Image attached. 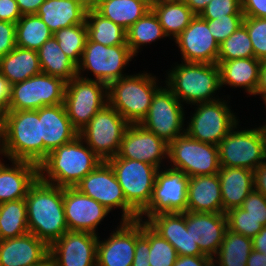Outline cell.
I'll return each instance as SVG.
<instances>
[{"mask_svg":"<svg viewBox=\"0 0 266 266\" xmlns=\"http://www.w3.org/2000/svg\"><path fill=\"white\" fill-rule=\"evenodd\" d=\"M25 201L29 232L48 246L68 231L62 187L38 177L29 187Z\"/></svg>","mask_w":266,"mask_h":266,"instance_id":"6da1fadb","label":"cell"},{"mask_svg":"<svg viewBox=\"0 0 266 266\" xmlns=\"http://www.w3.org/2000/svg\"><path fill=\"white\" fill-rule=\"evenodd\" d=\"M102 160L78 135L72 141L49 152L38 165L39 178L62 188L75 187Z\"/></svg>","mask_w":266,"mask_h":266,"instance_id":"7a4b0ae2","label":"cell"},{"mask_svg":"<svg viewBox=\"0 0 266 266\" xmlns=\"http://www.w3.org/2000/svg\"><path fill=\"white\" fill-rule=\"evenodd\" d=\"M177 63L166 73L164 82L182 104L192 107L198 103L220 99L217 94V91L221 90L218 64L182 61Z\"/></svg>","mask_w":266,"mask_h":266,"instance_id":"3957f363","label":"cell"},{"mask_svg":"<svg viewBox=\"0 0 266 266\" xmlns=\"http://www.w3.org/2000/svg\"><path fill=\"white\" fill-rule=\"evenodd\" d=\"M158 79L144 70L143 73L129 74L113 81L107 86L108 104L129 124H140L160 87Z\"/></svg>","mask_w":266,"mask_h":266,"instance_id":"277c9868","label":"cell"},{"mask_svg":"<svg viewBox=\"0 0 266 266\" xmlns=\"http://www.w3.org/2000/svg\"><path fill=\"white\" fill-rule=\"evenodd\" d=\"M239 126L237 123L218 144L220 166L254 171L266 161V126L250 129Z\"/></svg>","mask_w":266,"mask_h":266,"instance_id":"5b68a950","label":"cell"},{"mask_svg":"<svg viewBox=\"0 0 266 266\" xmlns=\"http://www.w3.org/2000/svg\"><path fill=\"white\" fill-rule=\"evenodd\" d=\"M9 160L43 161L41 120L36 110L7 111L4 114Z\"/></svg>","mask_w":266,"mask_h":266,"instance_id":"8992f818","label":"cell"},{"mask_svg":"<svg viewBox=\"0 0 266 266\" xmlns=\"http://www.w3.org/2000/svg\"><path fill=\"white\" fill-rule=\"evenodd\" d=\"M228 100L220 98L212 102L198 103L195 111L190 115L185 133L192 139L218 146L222 139L240 123L238 117L230 108Z\"/></svg>","mask_w":266,"mask_h":266,"instance_id":"52a82bcc","label":"cell"},{"mask_svg":"<svg viewBox=\"0 0 266 266\" xmlns=\"http://www.w3.org/2000/svg\"><path fill=\"white\" fill-rule=\"evenodd\" d=\"M134 56L128 45L104 46L87 38L77 73L83 79H93L108 86L128 75L123 69H126ZM86 71L87 75L89 71L93 73L95 79L83 76Z\"/></svg>","mask_w":266,"mask_h":266,"instance_id":"ba28073f","label":"cell"},{"mask_svg":"<svg viewBox=\"0 0 266 266\" xmlns=\"http://www.w3.org/2000/svg\"><path fill=\"white\" fill-rule=\"evenodd\" d=\"M152 97L146 117L141 121L147 130L153 132L168 145L185 134V107L164 83Z\"/></svg>","mask_w":266,"mask_h":266,"instance_id":"9c48e42d","label":"cell"},{"mask_svg":"<svg viewBox=\"0 0 266 266\" xmlns=\"http://www.w3.org/2000/svg\"><path fill=\"white\" fill-rule=\"evenodd\" d=\"M129 123L109 104L105 105L78 132L87 146L102 160L117 156Z\"/></svg>","mask_w":266,"mask_h":266,"instance_id":"30bf717a","label":"cell"},{"mask_svg":"<svg viewBox=\"0 0 266 266\" xmlns=\"http://www.w3.org/2000/svg\"><path fill=\"white\" fill-rule=\"evenodd\" d=\"M168 166L158 169L156 173L150 202L139 213V219L144 222L160 213H184L187 211L190 177L183 171Z\"/></svg>","mask_w":266,"mask_h":266,"instance_id":"8fae6325","label":"cell"},{"mask_svg":"<svg viewBox=\"0 0 266 266\" xmlns=\"http://www.w3.org/2000/svg\"><path fill=\"white\" fill-rule=\"evenodd\" d=\"M166 162L188 177L214 175L221 168L218 146L192 139L186 133L168 145Z\"/></svg>","mask_w":266,"mask_h":266,"instance_id":"7c38bea8","label":"cell"},{"mask_svg":"<svg viewBox=\"0 0 266 266\" xmlns=\"http://www.w3.org/2000/svg\"><path fill=\"white\" fill-rule=\"evenodd\" d=\"M63 104L72 126L79 132L108 104L107 85L76 76L66 82Z\"/></svg>","mask_w":266,"mask_h":266,"instance_id":"4fadbf2b","label":"cell"},{"mask_svg":"<svg viewBox=\"0 0 266 266\" xmlns=\"http://www.w3.org/2000/svg\"><path fill=\"white\" fill-rule=\"evenodd\" d=\"M106 162L113 169L126 201L140 213L150 202L158 168L118 155Z\"/></svg>","mask_w":266,"mask_h":266,"instance_id":"5bb4252c","label":"cell"},{"mask_svg":"<svg viewBox=\"0 0 266 266\" xmlns=\"http://www.w3.org/2000/svg\"><path fill=\"white\" fill-rule=\"evenodd\" d=\"M75 188L99 202L110 212L114 208L120 209L122 211L121 221L139 219V213L126 201L122 187L106 161H102L88 173Z\"/></svg>","mask_w":266,"mask_h":266,"instance_id":"9a60e30c","label":"cell"},{"mask_svg":"<svg viewBox=\"0 0 266 266\" xmlns=\"http://www.w3.org/2000/svg\"><path fill=\"white\" fill-rule=\"evenodd\" d=\"M66 82L46 73H39L12 85L8 111L37 110L64 103Z\"/></svg>","mask_w":266,"mask_h":266,"instance_id":"2e32d148","label":"cell"},{"mask_svg":"<svg viewBox=\"0 0 266 266\" xmlns=\"http://www.w3.org/2000/svg\"><path fill=\"white\" fill-rule=\"evenodd\" d=\"M109 238L97 241L96 266H132L136 239L142 234V220L120 221Z\"/></svg>","mask_w":266,"mask_h":266,"instance_id":"e0dca14e","label":"cell"},{"mask_svg":"<svg viewBox=\"0 0 266 266\" xmlns=\"http://www.w3.org/2000/svg\"><path fill=\"white\" fill-rule=\"evenodd\" d=\"M117 155L120 158L145 162L161 169L168 159V144L142 125L129 124L123 134Z\"/></svg>","mask_w":266,"mask_h":266,"instance_id":"ac0fdd59","label":"cell"},{"mask_svg":"<svg viewBox=\"0 0 266 266\" xmlns=\"http://www.w3.org/2000/svg\"><path fill=\"white\" fill-rule=\"evenodd\" d=\"M99 236L90 232L67 231L49 246L55 266H96Z\"/></svg>","mask_w":266,"mask_h":266,"instance_id":"d6986e66","label":"cell"},{"mask_svg":"<svg viewBox=\"0 0 266 266\" xmlns=\"http://www.w3.org/2000/svg\"><path fill=\"white\" fill-rule=\"evenodd\" d=\"M64 213L68 231L90 232L99 235V224L110 211L75 187L63 188Z\"/></svg>","mask_w":266,"mask_h":266,"instance_id":"ffe728a7","label":"cell"},{"mask_svg":"<svg viewBox=\"0 0 266 266\" xmlns=\"http://www.w3.org/2000/svg\"><path fill=\"white\" fill-rule=\"evenodd\" d=\"M173 41L178 45L182 62L217 64L219 44L210 33L207 21L199 15Z\"/></svg>","mask_w":266,"mask_h":266,"instance_id":"44dd1931","label":"cell"},{"mask_svg":"<svg viewBox=\"0 0 266 266\" xmlns=\"http://www.w3.org/2000/svg\"><path fill=\"white\" fill-rule=\"evenodd\" d=\"M186 228L201 252L212 259L218 253L227 230L226 213L186 211Z\"/></svg>","mask_w":266,"mask_h":266,"instance_id":"7402d4cb","label":"cell"},{"mask_svg":"<svg viewBox=\"0 0 266 266\" xmlns=\"http://www.w3.org/2000/svg\"><path fill=\"white\" fill-rule=\"evenodd\" d=\"M146 223L174 247L178 256L204 255L186 228V212L160 213Z\"/></svg>","mask_w":266,"mask_h":266,"instance_id":"603a6c76","label":"cell"},{"mask_svg":"<svg viewBox=\"0 0 266 266\" xmlns=\"http://www.w3.org/2000/svg\"><path fill=\"white\" fill-rule=\"evenodd\" d=\"M41 120L43 160L54 149L72 141L78 131L72 126L64 104L44 106L36 110Z\"/></svg>","mask_w":266,"mask_h":266,"instance_id":"cb8c5ba5","label":"cell"},{"mask_svg":"<svg viewBox=\"0 0 266 266\" xmlns=\"http://www.w3.org/2000/svg\"><path fill=\"white\" fill-rule=\"evenodd\" d=\"M49 254V246L28 232L16 238L0 240L1 266H32Z\"/></svg>","mask_w":266,"mask_h":266,"instance_id":"d4e9b609","label":"cell"},{"mask_svg":"<svg viewBox=\"0 0 266 266\" xmlns=\"http://www.w3.org/2000/svg\"><path fill=\"white\" fill-rule=\"evenodd\" d=\"M9 161L12 164H0V204L25 198L29 187L39 177L37 164L22 160Z\"/></svg>","mask_w":266,"mask_h":266,"instance_id":"484cf974","label":"cell"},{"mask_svg":"<svg viewBox=\"0 0 266 266\" xmlns=\"http://www.w3.org/2000/svg\"><path fill=\"white\" fill-rule=\"evenodd\" d=\"M187 211L223 213L218 173L190 177L187 193Z\"/></svg>","mask_w":266,"mask_h":266,"instance_id":"4316f807","label":"cell"},{"mask_svg":"<svg viewBox=\"0 0 266 266\" xmlns=\"http://www.w3.org/2000/svg\"><path fill=\"white\" fill-rule=\"evenodd\" d=\"M220 71L221 89L226 85L245 89V93L254 95L258 86L262 62L254 57L217 61ZM225 85V86H224Z\"/></svg>","mask_w":266,"mask_h":266,"instance_id":"83f0119b","label":"cell"},{"mask_svg":"<svg viewBox=\"0 0 266 266\" xmlns=\"http://www.w3.org/2000/svg\"><path fill=\"white\" fill-rule=\"evenodd\" d=\"M220 180L223 213L241 207L254 189V171L247 168L221 167Z\"/></svg>","mask_w":266,"mask_h":266,"instance_id":"f1b7e54d","label":"cell"},{"mask_svg":"<svg viewBox=\"0 0 266 266\" xmlns=\"http://www.w3.org/2000/svg\"><path fill=\"white\" fill-rule=\"evenodd\" d=\"M86 12L77 0H45L36 14L54 34L59 29L83 24Z\"/></svg>","mask_w":266,"mask_h":266,"instance_id":"f546056e","label":"cell"},{"mask_svg":"<svg viewBox=\"0 0 266 266\" xmlns=\"http://www.w3.org/2000/svg\"><path fill=\"white\" fill-rule=\"evenodd\" d=\"M0 70L12 85L42 72L37 51L18 46L0 58Z\"/></svg>","mask_w":266,"mask_h":266,"instance_id":"4dcf8cb0","label":"cell"},{"mask_svg":"<svg viewBox=\"0 0 266 266\" xmlns=\"http://www.w3.org/2000/svg\"><path fill=\"white\" fill-rule=\"evenodd\" d=\"M151 9L157 15L164 34L171 40L180 35L196 16L183 0L151 2Z\"/></svg>","mask_w":266,"mask_h":266,"instance_id":"1f68e13d","label":"cell"},{"mask_svg":"<svg viewBox=\"0 0 266 266\" xmlns=\"http://www.w3.org/2000/svg\"><path fill=\"white\" fill-rule=\"evenodd\" d=\"M37 53L42 73L65 82L78 76L77 65L62 51L54 36L45 41Z\"/></svg>","mask_w":266,"mask_h":266,"instance_id":"d6a6232c","label":"cell"},{"mask_svg":"<svg viewBox=\"0 0 266 266\" xmlns=\"http://www.w3.org/2000/svg\"><path fill=\"white\" fill-rule=\"evenodd\" d=\"M151 10V0H102L96 11L125 30Z\"/></svg>","mask_w":266,"mask_h":266,"instance_id":"836d02e7","label":"cell"},{"mask_svg":"<svg viewBox=\"0 0 266 266\" xmlns=\"http://www.w3.org/2000/svg\"><path fill=\"white\" fill-rule=\"evenodd\" d=\"M87 38L104 46L127 45L126 30L96 10L86 12Z\"/></svg>","mask_w":266,"mask_h":266,"instance_id":"e575fe53","label":"cell"},{"mask_svg":"<svg viewBox=\"0 0 266 266\" xmlns=\"http://www.w3.org/2000/svg\"><path fill=\"white\" fill-rule=\"evenodd\" d=\"M127 45L131 52L137 57L139 51L146 44L167 38L164 34L159 19L154 11L149 10L143 17L138 19L126 30Z\"/></svg>","mask_w":266,"mask_h":266,"instance_id":"d590c367","label":"cell"},{"mask_svg":"<svg viewBox=\"0 0 266 266\" xmlns=\"http://www.w3.org/2000/svg\"><path fill=\"white\" fill-rule=\"evenodd\" d=\"M253 249L252 239L227 228L213 261L218 266H246Z\"/></svg>","mask_w":266,"mask_h":266,"instance_id":"8d00e7d4","label":"cell"},{"mask_svg":"<svg viewBox=\"0 0 266 266\" xmlns=\"http://www.w3.org/2000/svg\"><path fill=\"white\" fill-rule=\"evenodd\" d=\"M29 232L25 198L0 204V240L16 238Z\"/></svg>","mask_w":266,"mask_h":266,"instance_id":"74e56055","label":"cell"},{"mask_svg":"<svg viewBox=\"0 0 266 266\" xmlns=\"http://www.w3.org/2000/svg\"><path fill=\"white\" fill-rule=\"evenodd\" d=\"M53 37L52 31L37 14H25L16 23V46L37 51Z\"/></svg>","mask_w":266,"mask_h":266,"instance_id":"f35d334b","label":"cell"},{"mask_svg":"<svg viewBox=\"0 0 266 266\" xmlns=\"http://www.w3.org/2000/svg\"><path fill=\"white\" fill-rule=\"evenodd\" d=\"M53 36L62 51L78 65L87 40L86 22L59 29Z\"/></svg>","mask_w":266,"mask_h":266,"instance_id":"ab89813d","label":"cell"},{"mask_svg":"<svg viewBox=\"0 0 266 266\" xmlns=\"http://www.w3.org/2000/svg\"><path fill=\"white\" fill-rule=\"evenodd\" d=\"M254 57V50L244 24L219 45L217 61Z\"/></svg>","mask_w":266,"mask_h":266,"instance_id":"60d3db41","label":"cell"},{"mask_svg":"<svg viewBox=\"0 0 266 266\" xmlns=\"http://www.w3.org/2000/svg\"><path fill=\"white\" fill-rule=\"evenodd\" d=\"M142 234L149 240L150 266H173L178 257L174 247L144 221H142Z\"/></svg>","mask_w":266,"mask_h":266,"instance_id":"b9f144b4","label":"cell"},{"mask_svg":"<svg viewBox=\"0 0 266 266\" xmlns=\"http://www.w3.org/2000/svg\"><path fill=\"white\" fill-rule=\"evenodd\" d=\"M227 227L229 230L248 238L255 237L264 227L256 219L248 215L241 207L226 212Z\"/></svg>","mask_w":266,"mask_h":266,"instance_id":"7bdbcfd3","label":"cell"},{"mask_svg":"<svg viewBox=\"0 0 266 266\" xmlns=\"http://www.w3.org/2000/svg\"><path fill=\"white\" fill-rule=\"evenodd\" d=\"M243 24L246 27L254 50V58L266 60V18L244 16Z\"/></svg>","mask_w":266,"mask_h":266,"instance_id":"ee69618b","label":"cell"},{"mask_svg":"<svg viewBox=\"0 0 266 266\" xmlns=\"http://www.w3.org/2000/svg\"><path fill=\"white\" fill-rule=\"evenodd\" d=\"M243 19L244 15H225V17L204 20L207 21L210 33L220 45L243 24Z\"/></svg>","mask_w":266,"mask_h":266,"instance_id":"f6af8a7d","label":"cell"},{"mask_svg":"<svg viewBox=\"0 0 266 266\" xmlns=\"http://www.w3.org/2000/svg\"><path fill=\"white\" fill-rule=\"evenodd\" d=\"M225 15H244L241 0H211L199 16L202 19H216Z\"/></svg>","mask_w":266,"mask_h":266,"instance_id":"bcb514c9","label":"cell"},{"mask_svg":"<svg viewBox=\"0 0 266 266\" xmlns=\"http://www.w3.org/2000/svg\"><path fill=\"white\" fill-rule=\"evenodd\" d=\"M241 208L248 212V215L266 226V197L253 189L245 198Z\"/></svg>","mask_w":266,"mask_h":266,"instance_id":"7dc6e473","label":"cell"},{"mask_svg":"<svg viewBox=\"0 0 266 266\" xmlns=\"http://www.w3.org/2000/svg\"><path fill=\"white\" fill-rule=\"evenodd\" d=\"M16 47V24L0 21V58Z\"/></svg>","mask_w":266,"mask_h":266,"instance_id":"c3c4849f","label":"cell"},{"mask_svg":"<svg viewBox=\"0 0 266 266\" xmlns=\"http://www.w3.org/2000/svg\"><path fill=\"white\" fill-rule=\"evenodd\" d=\"M149 252V240L143 234H141L136 239L135 253L132 266H150Z\"/></svg>","mask_w":266,"mask_h":266,"instance_id":"681fc988","label":"cell"},{"mask_svg":"<svg viewBox=\"0 0 266 266\" xmlns=\"http://www.w3.org/2000/svg\"><path fill=\"white\" fill-rule=\"evenodd\" d=\"M22 16L16 0H0V21L16 24Z\"/></svg>","mask_w":266,"mask_h":266,"instance_id":"f907efd6","label":"cell"},{"mask_svg":"<svg viewBox=\"0 0 266 266\" xmlns=\"http://www.w3.org/2000/svg\"><path fill=\"white\" fill-rule=\"evenodd\" d=\"M244 16L266 18V0H241Z\"/></svg>","mask_w":266,"mask_h":266,"instance_id":"816d5d0a","label":"cell"},{"mask_svg":"<svg viewBox=\"0 0 266 266\" xmlns=\"http://www.w3.org/2000/svg\"><path fill=\"white\" fill-rule=\"evenodd\" d=\"M11 96L12 84L0 70V115H4L8 111Z\"/></svg>","mask_w":266,"mask_h":266,"instance_id":"f5cc1de1","label":"cell"},{"mask_svg":"<svg viewBox=\"0 0 266 266\" xmlns=\"http://www.w3.org/2000/svg\"><path fill=\"white\" fill-rule=\"evenodd\" d=\"M213 259L206 255L178 256L173 266H208Z\"/></svg>","mask_w":266,"mask_h":266,"instance_id":"db71d44e","label":"cell"},{"mask_svg":"<svg viewBox=\"0 0 266 266\" xmlns=\"http://www.w3.org/2000/svg\"><path fill=\"white\" fill-rule=\"evenodd\" d=\"M254 189L266 197V161L254 170Z\"/></svg>","mask_w":266,"mask_h":266,"instance_id":"11a10c76","label":"cell"},{"mask_svg":"<svg viewBox=\"0 0 266 266\" xmlns=\"http://www.w3.org/2000/svg\"><path fill=\"white\" fill-rule=\"evenodd\" d=\"M45 0H16L22 15L36 14Z\"/></svg>","mask_w":266,"mask_h":266,"instance_id":"9f6ffc18","label":"cell"},{"mask_svg":"<svg viewBox=\"0 0 266 266\" xmlns=\"http://www.w3.org/2000/svg\"><path fill=\"white\" fill-rule=\"evenodd\" d=\"M0 155L8 158L9 160V154H8L7 142H6V125H5L4 115H0ZM3 160L4 159L2 158L0 159V164L5 162Z\"/></svg>","mask_w":266,"mask_h":266,"instance_id":"6f0895ef","label":"cell"},{"mask_svg":"<svg viewBox=\"0 0 266 266\" xmlns=\"http://www.w3.org/2000/svg\"><path fill=\"white\" fill-rule=\"evenodd\" d=\"M256 95L261 96L263 103H266V60L262 61L258 86L253 96Z\"/></svg>","mask_w":266,"mask_h":266,"instance_id":"680465c9","label":"cell"},{"mask_svg":"<svg viewBox=\"0 0 266 266\" xmlns=\"http://www.w3.org/2000/svg\"><path fill=\"white\" fill-rule=\"evenodd\" d=\"M252 246L254 250L266 255V226H264L260 232L252 238Z\"/></svg>","mask_w":266,"mask_h":266,"instance_id":"91938a15","label":"cell"},{"mask_svg":"<svg viewBox=\"0 0 266 266\" xmlns=\"http://www.w3.org/2000/svg\"><path fill=\"white\" fill-rule=\"evenodd\" d=\"M246 266H266V255L252 249L248 256Z\"/></svg>","mask_w":266,"mask_h":266,"instance_id":"94428289","label":"cell"},{"mask_svg":"<svg viewBox=\"0 0 266 266\" xmlns=\"http://www.w3.org/2000/svg\"><path fill=\"white\" fill-rule=\"evenodd\" d=\"M211 0H183L195 15H200Z\"/></svg>","mask_w":266,"mask_h":266,"instance_id":"6125c7cd","label":"cell"},{"mask_svg":"<svg viewBox=\"0 0 266 266\" xmlns=\"http://www.w3.org/2000/svg\"><path fill=\"white\" fill-rule=\"evenodd\" d=\"M79 4L86 10H96L99 6L102 0H77Z\"/></svg>","mask_w":266,"mask_h":266,"instance_id":"be15d7a7","label":"cell"},{"mask_svg":"<svg viewBox=\"0 0 266 266\" xmlns=\"http://www.w3.org/2000/svg\"><path fill=\"white\" fill-rule=\"evenodd\" d=\"M32 266H55L53 259L50 254H48L42 261Z\"/></svg>","mask_w":266,"mask_h":266,"instance_id":"e7e4bbea","label":"cell"},{"mask_svg":"<svg viewBox=\"0 0 266 266\" xmlns=\"http://www.w3.org/2000/svg\"><path fill=\"white\" fill-rule=\"evenodd\" d=\"M174 1V0H151V2Z\"/></svg>","mask_w":266,"mask_h":266,"instance_id":"03108f58","label":"cell"},{"mask_svg":"<svg viewBox=\"0 0 266 266\" xmlns=\"http://www.w3.org/2000/svg\"><path fill=\"white\" fill-rule=\"evenodd\" d=\"M208 266H218L214 261H212Z\"/></svg>","mask_w":266,"mask_h":266,"instance_id":"003e7915","label":"cell"},{"mask_svg":"<svg viewBox=\"0 0 266 266\" xmlns=\"http://www.w3.org/2000/svg\"><path fill=\"white\" fill-rule=\"evenodd\" d=\"M264 105H265V107H264V108L266 109V103H265ZM263 123H264V125L266 126V122H264V121H263Z\"/></svg>","mask_w":266,"mask_h":266,"instance_id":"a7ac6f4b","label":"cell"}]
</instances>
